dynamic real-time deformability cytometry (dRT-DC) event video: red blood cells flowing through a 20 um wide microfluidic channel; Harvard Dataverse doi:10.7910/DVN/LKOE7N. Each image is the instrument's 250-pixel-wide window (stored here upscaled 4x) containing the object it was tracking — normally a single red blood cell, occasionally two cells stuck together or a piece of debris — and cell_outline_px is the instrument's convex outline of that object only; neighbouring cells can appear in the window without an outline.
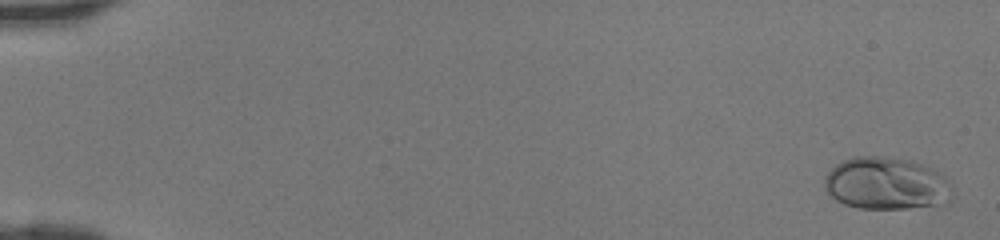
{"species": "human", "species_latin": "Homo sapiens", "temperature_condition": "room temperature", "stored_images_in_passage": 46, "camera_frame_rate_fps": 3000, "um_per_image_px": 0.085, "donor": {"sex": "female"}, "frame": {"image": 1, "passage_image": 2, "time_ms": 0.333, "image_size_px": [1000, 240], "cell_outline_px": [[948, 184], [932, 204], [908, 208], [860, 208], [844, 204], [836, 200], [824, 188], [824, 176], [836, 164], [852, 156], [884, 156], [908, 160], [932, 168], [944, 176]], "centroid_in_image_um": [75.11, 15.54], "position_along_channel_um": 9.9, "area_um2": 37.34}}
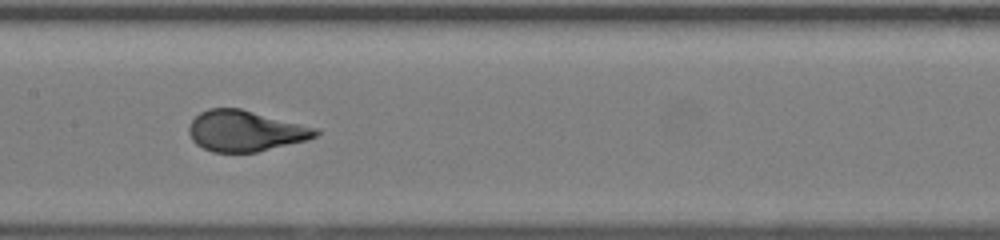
{"frame": {"image": 2, "passage_image": 25, "time_ms": 8.0, "image_size_px": [1000, 240], "cell_outline_px": [[320, 132], [316, 136], [308, 140], [256, 152], [212, 152], [196, 144], [192, 140], [188, 132], [188, 128], [192, 120], [200, 112], [208, 108], [240, 108], [320, 128]], "centroid_in_image_um": [20.87, 11.12], "position_along_channel_um": 186.5, "area_um2": 30.35}}
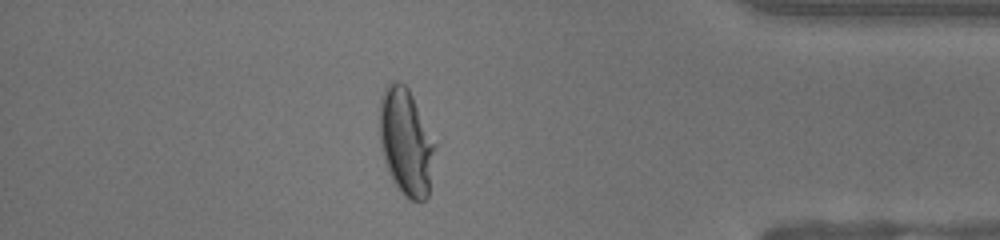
{"frame": {"image": 3, "passage_image": 41, "time_ms": 13.333, "image_size_px": [1000, 240], "cell_outline_px": [[436, 148], [428, 196], [424, 200], [408, 200], [404, 196], [392, 180], [388, 172], [384, 160], [380, 144], [380, 96], [384, 88], [392, 80], [396, 80], [404, 84], [408, 88], [436, 144]], "centroid_in_image_um": [34.5, 12.08], "position_along_channel_um": 400.7, "area_um2": 34.56}}